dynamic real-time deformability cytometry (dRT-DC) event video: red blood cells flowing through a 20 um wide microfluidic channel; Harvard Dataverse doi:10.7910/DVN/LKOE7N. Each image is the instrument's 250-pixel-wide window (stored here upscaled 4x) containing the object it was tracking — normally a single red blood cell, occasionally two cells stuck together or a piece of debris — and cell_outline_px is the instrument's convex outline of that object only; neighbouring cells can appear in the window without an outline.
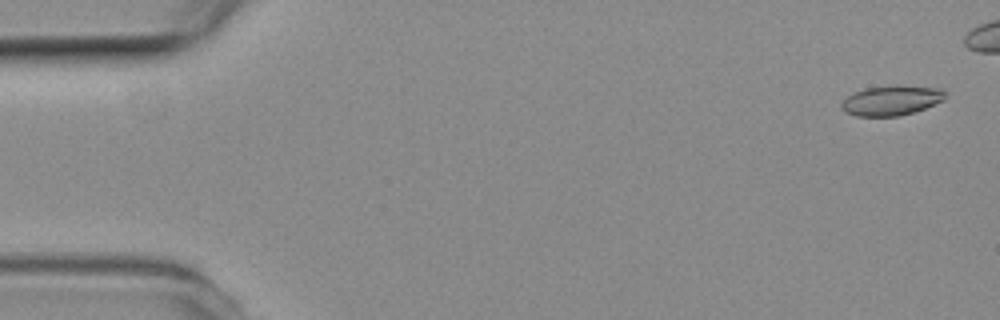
{"species": "common noctule bat (a hibernating species)", "species_latin": "Nyctalus noctula", "temperature_condition": "room temperature", "stored_images_in_passage": 44, "camera_frame_rate_fps": 3000, "um_per_image_px": 0.085, "animal": {"sex": "female", "body_mass_g": 19.3, "forearm_length_mm": 54.1}, "frame": {"image": 1, "passage_image": 2, "time_ms": 0.333, "image_size_px": [1000, 320], "cell_outline_px": [[944, 100], [924, 108], [900, 116], [856, 116], [844, 112], [840, 108], [840, 104], [848, 96], [864, 88], [896, 84], [936, 88], [944, 92]], "centroid_in_image_um": [75.71, 8.53], "position_along_channel_um": 9.3, "area_um2": 18.03}}
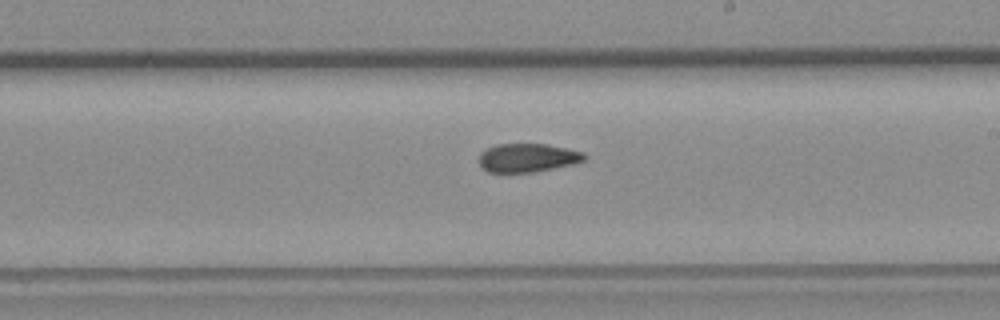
{"frame": {"image": 2, "passage_image": 31, "time_ms": 10.0, "image_size_px": [1000, 320], "cell_outline_px": [[588, 156], [584, 160], [572, 164], [532, 172], [488, 172], [476, 160], [480, 152], [496, 144], [544, 144], [584, 152]], "centroid_in_image_um": [44.8, 13.4], "position_along_channel_um": 244.2, "area_um2": 17.46}}
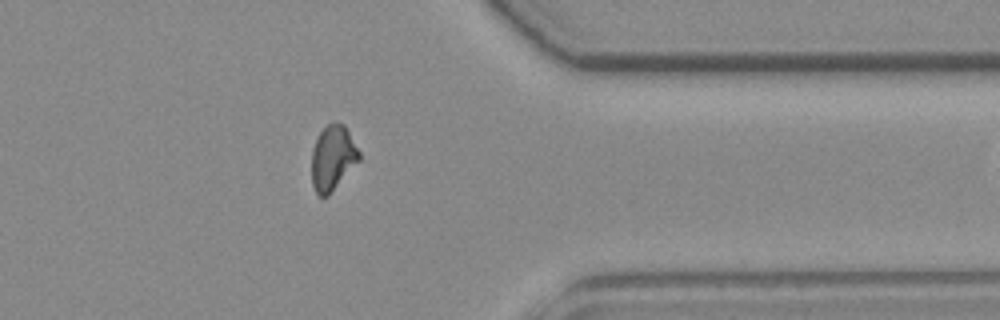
{"frame": {"image": 3, "passage_image": 43, "time_ms": 14.0, "image_size_px": [1000, 320], "cell_outline_px": [[360, 160], [328, 196], [320, 196], [316, 192], [312, 184], [312, 148], [320, 132], [328, 124], [344, 124], [360, 152]], "centroid_in_image_um": [28.29, 13.44], "position_along_channel_um": 383.1, "area_um2": 17.74}}